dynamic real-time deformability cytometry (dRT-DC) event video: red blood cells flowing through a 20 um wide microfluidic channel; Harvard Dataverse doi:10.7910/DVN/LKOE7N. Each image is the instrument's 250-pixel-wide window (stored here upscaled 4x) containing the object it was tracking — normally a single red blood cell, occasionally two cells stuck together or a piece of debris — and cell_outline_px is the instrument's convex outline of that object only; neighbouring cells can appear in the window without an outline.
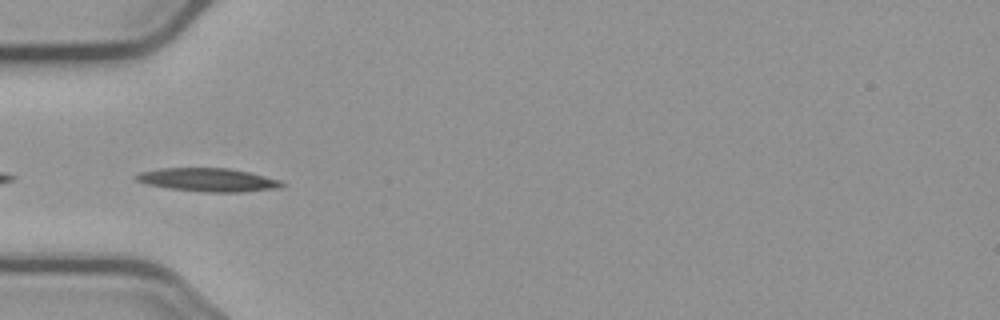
{"species": "common noctule bat (a hibernating species)", "species_latin": "Nyctalus noctula", "temperature_condition": "cold", "stored_images_in_passage": 6, "camera_frame_rate_fps": 3000, "um_per_image_px": 0.085, "animal": {"sex": "male", "body_mass_g": 23.1, "forearm_length_mm": 52.7}, "frame": {"image": 1, "passage_image": 4, "time_ms": 4.667, "image_size_px": [1000, 320], "cell_outline_px": [[288, 184], [280, 188], [240, 192], [204, 192], [168, 188], [148, 184], [136, 180], [132, 176], [140, 172], [160, 168], [228, 168], [248, 172], [280, 180]], "centroid_in_image_um": [17.69, 15.29], "position_along_channel_um": 67.3, "area_um2": 19.88}}
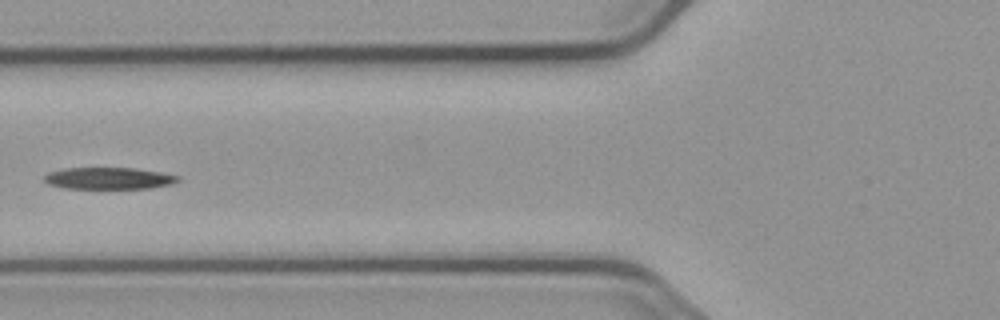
{"frame": {"image": 2, "passage_image": 5, "time_ms": 6.0, "image_size_px": [1000, 320], "cell_outline_px": [[180, 180], [172, 184], [152, 188], [64, 188], [48, 184], [44, 180], [44, 176], [48, 172], [64, 168], [136, 168], [160, 172], [180, 176]], "centroid_in_image_um": [9.26, 15.15], "position_along_channel_um": 116.5, "area_um2": 16.99}}
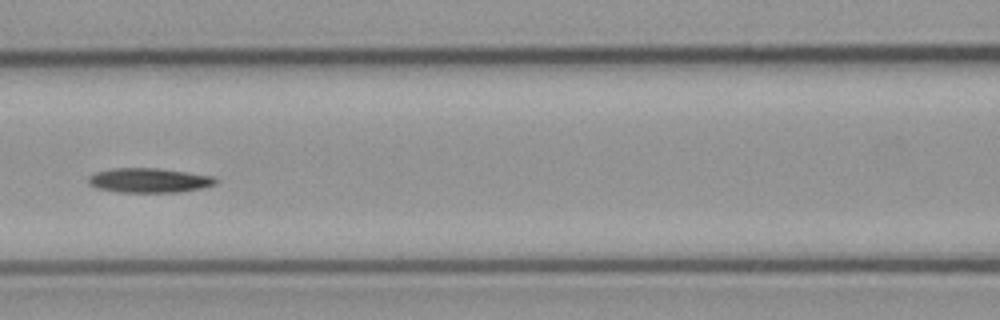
{"frame": {"image": 3, "passage_image": 6, "time_ms": 7.0, "image_size_px": [1000, 320], "cell_outline_px": [[220, 180], [216, 184], [200, 188], [180, 192], [116, 192], [96, 188], [88, 184], [88, 176], [96, 172], [112, 168], [160, 168], [216, 176]], "centroid_in_image_um": [12.69, 15.32], "position_along_channel_um": 153.9, "area_um2": 18.5}}